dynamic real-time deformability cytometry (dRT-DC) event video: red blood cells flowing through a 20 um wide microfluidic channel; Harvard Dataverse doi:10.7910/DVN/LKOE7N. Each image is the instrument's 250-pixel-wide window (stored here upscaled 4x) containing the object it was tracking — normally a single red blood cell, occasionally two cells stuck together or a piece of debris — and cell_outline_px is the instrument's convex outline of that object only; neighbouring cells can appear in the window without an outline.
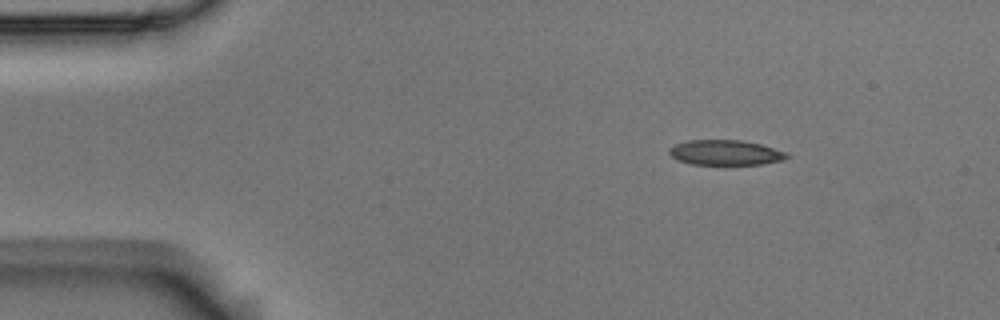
{"species": "Egyptian fruit bat (a non-hibernating species)", "species_latin": "Rousettus aegyptiacus", "temperature_condition": "room temperature", "stored_images_in_passage": 48, "camera_frame_rate_fps": 3000, "um_per_image_px": 0.085, "animal": {"sex": "male"}, "frame": {"image": 1, "passage_image": 1, "time_ms": 0.0, "image_size_px": [1000, 320], "cell_outline_px": [[792, 156], [784, 160], [760, 164], [692, 164], [676, 160], [668, 152], [668, 148], [676, 144], [688, 140], [744, 140], [760, 144], [784, 152]], "centroid_in_image_um": [61.64, 12.97], "position_along_channel_um": 23.4, "area_um2": 17.17}}
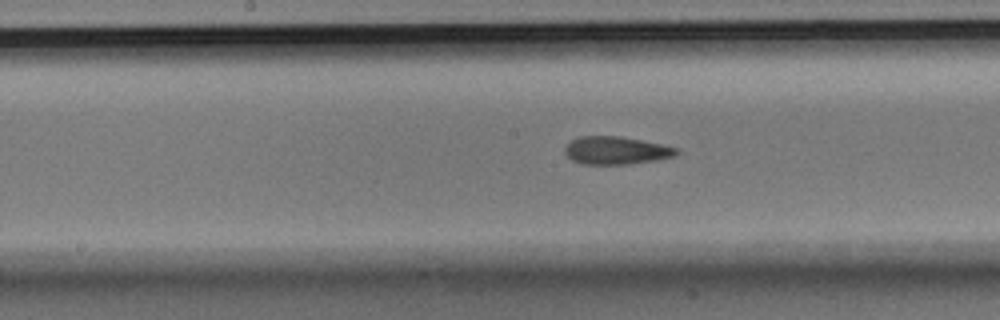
{"frame": {"image": 2, "passage_image": 21, "time_ms": 6.667, "image_size_px": [1000, 320], "cell_outline_px": [[680, 152], [676, 156], [656, 160], [632, 164], [584, 164], [572, 160], [564, 152], [564, 148], [572, 140], [580, 136], [620, 136], [680, 148]], "centroid_in_image_um": [52.41, 12.79], "position_along_channel_um": 195.8, "area_um2": 18.15}}
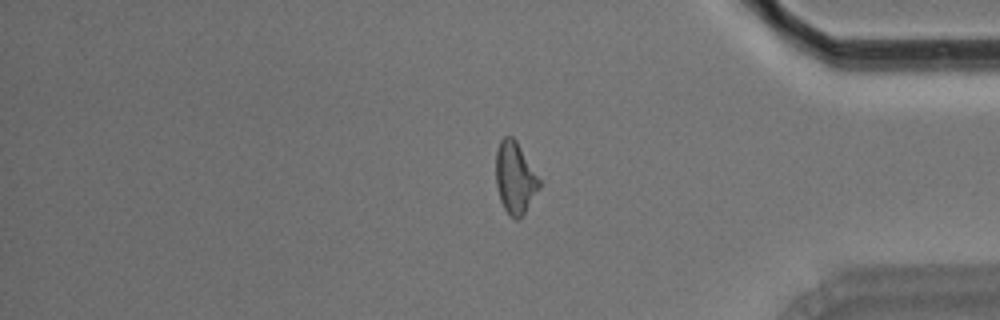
{"frame": {"image": 3, "passage_image": 39, "time_ms": 12.667, "image_size_px": [1000, 320], "cell_outline_px": [[540, 188], [520, 220], [516, 220], [504, 208], [500, 200], [496, 184], [496, 152], [500, 140], [504, 136], [512, 136], [516, 140], [540, 180]], "centroid_in_image_um": [43.77, 15.12], "position_along_channel_um": 391.4, "area_um2": 18.03}, "authors_computed_cell_mechanics": {"area_um2": 18.0336, "velocity_mm_per_s": 3.6324, "shape_relaxation_time_tau1_ms": null, "shape_relaxation_time_tau2_ms": 3.5825, "deformation_change_tau1": null, "deformation_change_tau2": 0.1257}}